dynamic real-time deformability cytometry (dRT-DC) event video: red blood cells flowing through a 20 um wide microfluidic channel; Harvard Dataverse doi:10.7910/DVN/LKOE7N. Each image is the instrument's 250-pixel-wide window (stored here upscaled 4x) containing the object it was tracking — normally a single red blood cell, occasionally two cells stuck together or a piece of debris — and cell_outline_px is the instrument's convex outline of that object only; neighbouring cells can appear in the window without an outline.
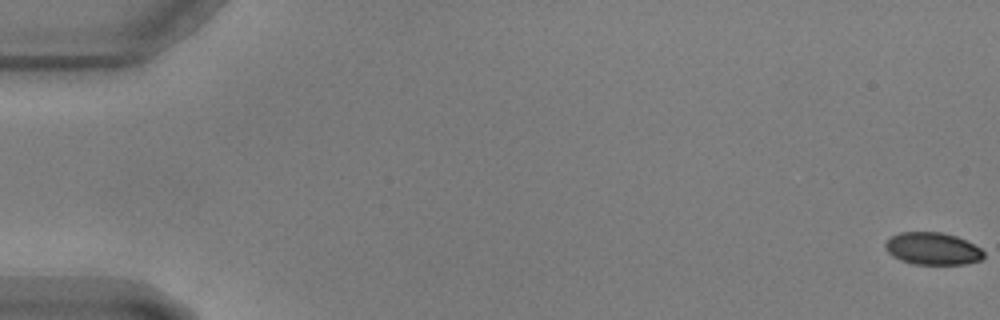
{"species": "common noctule bat (a hibernating species)", "species_latin": "Nyctalus noctula", "temperature_condition": "warm", "stored_images_in_passage": 59, "camera_frame_rate_fps": 3000, "um_per_image_px": 0.085, "animal": {"sex": "male", "body_mass_g": 17.9, "forearm_length_mm": 54.2}, "frame": {"image": 1, "passage_image": 1, "time_ms": 0.0, "image_size_px": [1000, 320], "cell_outline_px": [[984, 256], [980, 260], [964, 264], [912, 264], [900, 260], [892, 256], [884, 248], [884, 244], [892, 236], [900, 232], [940, 232], [956, 236], [980, 248], [984, 252]], "centroid_in_image_um": [79.24, 21.14], "position_along_channel_um": 5.8, "area_um2": 18.44}}
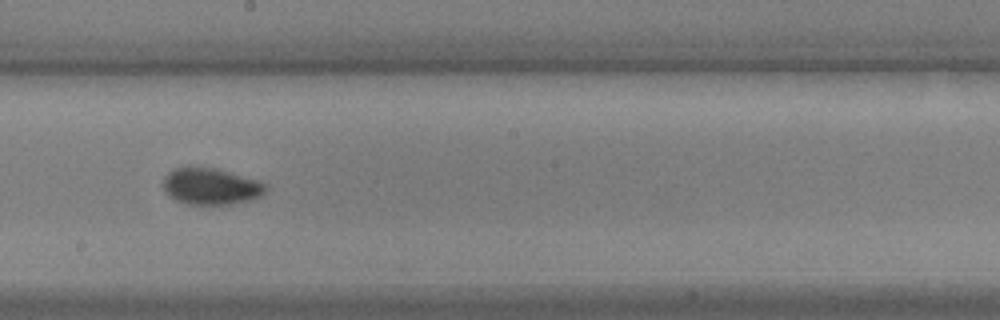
{"frame": {"image": 2, "passage_image": 34, "time_ms": 11.0, "image_size_px": [1000, 320], "cell_outline_px": [[268, 188], [260, 196], [252, 200], [228, 204], [188, 204], [176, 200], [168, 196], [164, 188], [164, 176], [172, 168], [188, 164], [216, 168], [256, 180], [268, 184]], "centroid_in_image_um": [17.88, 15.8], "position_along_channel_um": 230.3, "area_um2": 22.25}}
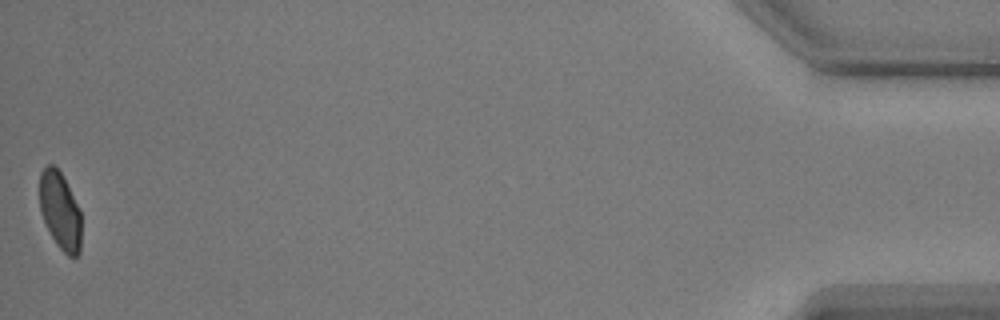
{"frame": {"image": 3, "passage_image": 59, "time_ms": 19.333, "image_size_px": [1000, 320], "cell_outline_px": [[80, 252], [76, 256], [68, 256], [56, 244], [44, 220], [40, 208], [40, 172], [48, 164], [52, 164], [60, 172], [80, 212]], "centroid_in_image_um": [5.09, 17.93], "position_along_channel_um": 430.1, "area_um2": 18.21}}